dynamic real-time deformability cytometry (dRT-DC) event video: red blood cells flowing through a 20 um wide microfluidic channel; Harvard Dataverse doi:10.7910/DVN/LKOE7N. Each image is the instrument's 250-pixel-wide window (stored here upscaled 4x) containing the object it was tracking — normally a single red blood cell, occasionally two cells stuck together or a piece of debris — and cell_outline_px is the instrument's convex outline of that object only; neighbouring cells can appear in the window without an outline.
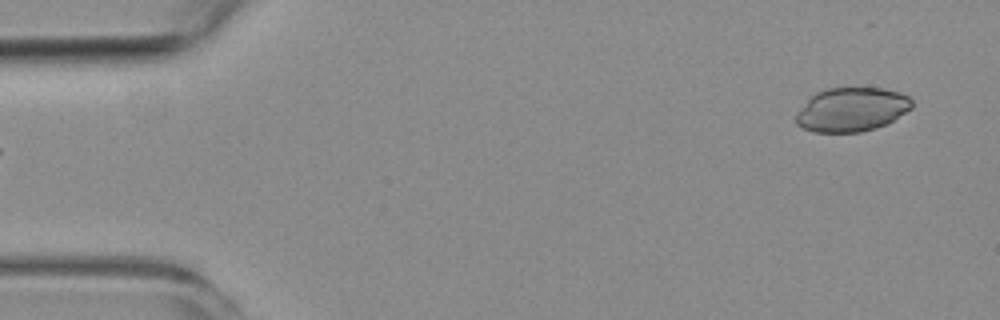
{"species": "common noctule bat (a hibernating species)", "species_latin": "Nyctalus noctula", "temperature_condition": "room temperature", "stored_images_in_passage": 3, "segment_of_instrument_passage": [2, 2], "camera_frame_rate_fps": 3000, "um_per_image_px": 0.085, "animal": {"sex": "female", "body_mass_g": 19.3, "forearm_length_mm": 54.1}, "frame": {"image": 1, "passage_image": 3, "time_ms": 2.333, "image_size_px": [1000, 320], "cell_outline_px": [[912, 108], [892, 120], [876, 128], [860, 132], [816, 132], [804, 128], [796, 124], [796, 116], [808, 100], [816, 92], [828, 88], [884, 88], [900, 92], [908, 96], [912, 100]], "centroid_in_image_um": [72.42, 9.3], "position_along_channel_um": 12.6, "area_um2": 29.36}}